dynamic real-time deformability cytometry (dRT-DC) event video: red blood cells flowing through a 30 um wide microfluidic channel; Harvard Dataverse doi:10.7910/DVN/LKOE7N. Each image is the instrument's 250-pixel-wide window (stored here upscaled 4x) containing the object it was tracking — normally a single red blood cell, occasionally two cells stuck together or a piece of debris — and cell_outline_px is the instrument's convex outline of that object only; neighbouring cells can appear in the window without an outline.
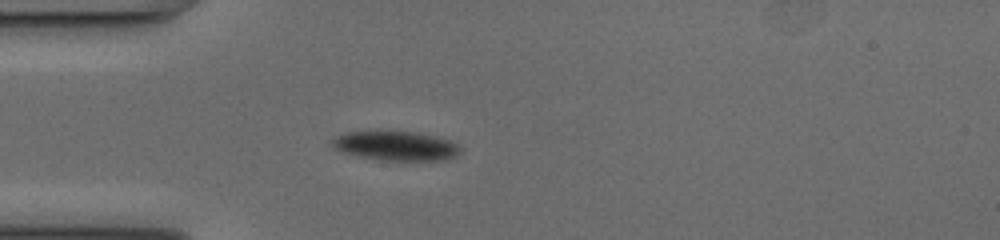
{"species": "common noctule bat (a hibernating species)", "species_latin": "Nyctalus noctula", "temperature_condition": "cold", "stored_images_in_passage": 39, "camera_frame_rate_fps": 3000, "um_per_image_px": 0.085, "animal": {"sex": "female", "body_mass_g": 17.0, "forearm_length_mm": 48.0}, "frame": {"image": 1, "passage_image": 1, "time_ms": 0.0, "image_size_px": [1000, 240], "cell_outline_px": [[456, 152], [452, 156], [436, 160], [384, 160], [344, 152], [336, 148], [332, 144], [332, 140], [348, 132], [412, 132], [432, 136], [448, 140], [456, 144]], "centroid_in_image_um": [33.6, 12.39], "position_along_channel_um": 51.4, "area_um2": 20.52}}
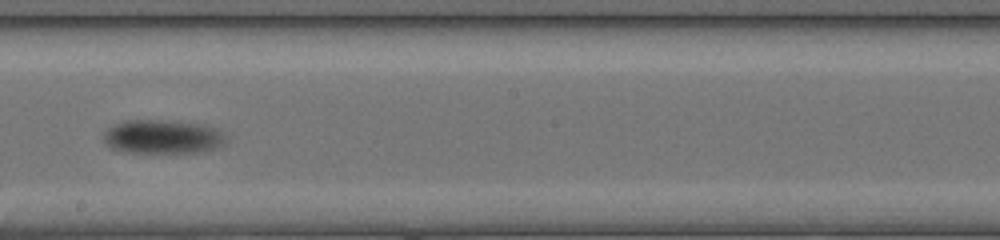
{"frame": {"image": 2, "passage_image": 16, "time_ms": 5.0, "image_size_px": [1000, 240], "cell_outline_px": [[228, 136], [224, 144], [216, 148], [200, 152], [128, 152], [108, 144], [104, 136], [108, 128], [116, 124], [128, 120], [172, 120], [196, 124], [216, 128]], "centroid_in_image_um": [13.92, 11.61], "position_along_channel_um": 234.3, "area_um2": 23.7}}
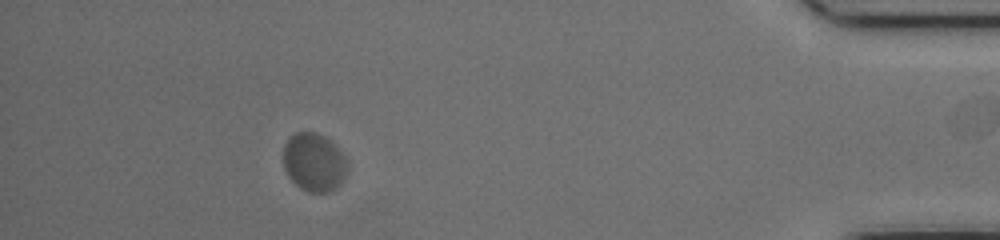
{"frame": {"image": 3, "passage_image": 34, "time_ms": 11.0, "image_size_px": [1000, 240], "cell_outline_px": [[348, 172], [344, 180], [336, 188], [328, 192], [308, 192], [300, 188], [288, 176], [284, 168], [284, 144], [296, 132], [316, 132], [324, 136], [344, 156], [348, 168]], "centroid_in_image_um": [26.7, 13.82], "position_along_channel_um": 408.5, "area_um2": 21.62}, "authors_computed_cell_mechanics": {"area_um2": 22.6576, "velocity_mm_per_s": 3.8768, "shape_relaxation_time_tau1_ms": 2.8978, "shape_relaxation_time_tau2_ms": null, "deformation_change_tau1": 0.0546, "deformation_change_tau2": null}}